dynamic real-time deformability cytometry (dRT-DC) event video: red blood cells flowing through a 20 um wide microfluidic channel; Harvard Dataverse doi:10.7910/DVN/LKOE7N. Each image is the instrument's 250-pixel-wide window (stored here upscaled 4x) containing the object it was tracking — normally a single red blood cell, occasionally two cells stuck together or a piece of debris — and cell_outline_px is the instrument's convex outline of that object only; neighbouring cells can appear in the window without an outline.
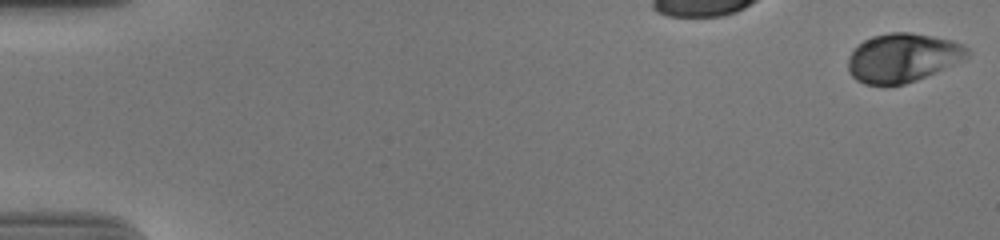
{"species": "human", "species_latin": "Homo sapiens", "temperature_condition": "cold", "stored_images_in_passage": 39, "camera_frame_rate_fps": 3000, "um_per_image_px": 0.085, "donor": {"sex": "male"}, "frame": {"image": 1, "passage_image": 1, "time_ms": 0.0, "image_size_px": [1000, 240], "cell_outline_px": [[968, 56], [936, 72], [916, 80], [904, 84], [864, 84], [856, 80], [848, 72], [848, 56], [864, 40], [872, 36], [888, 32], [908, 32], [952, 40], [964, 44], [968, 48]], "centroid_in_image_um": [76.7, 4.9], "position_along_channel_um": 8.3, "area_um2": 33.58}}
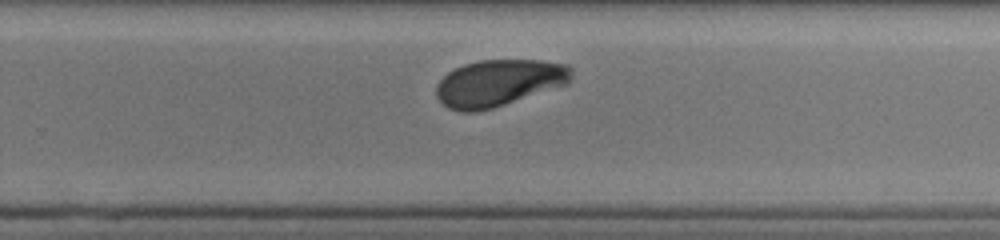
{"frame": {"image": 2, "passage_image": 31, "time_ms": 10.0, "image_size_px": [1000, 240], "cell_outline_px": [[572, 76], [568, 84], [492, 108], [476, 112], [460, 112], [448, 108], [436, 96], [436, 84], [448, 72], [464, 64], [480, 60], [540, 60], [568, 64], [572, 68]], "centroid_in_image_um": [42.41, 7.04], "position_along_channel_um": 287.4, "area_um2": 36.82}}
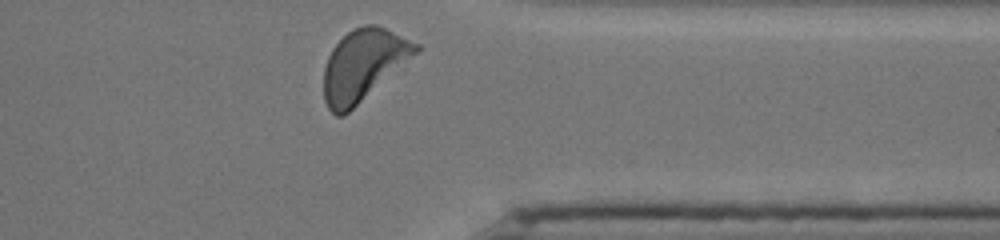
{"frame": {"image": 3, "passage_image": 39, "time_ms": 12.667, "image_size_px": [1000, 240], "cell_outline_px": [[420, 48], [416, 52], [344, 116], [336, 116], [328, 108], [324, 100], [324, 68], [328, 56], [332, 48], [352, 28], [364, 24], [376, 24], [420, 44]], "centroid_in_image_um": [30.83, 5.51], "position_along_channel_um": 380.6, "area_um2": 37.4}, "authors_computed_cell_mechanics": {"area_um2": 36.8186, "velocity_mm_per_s": 3.6428, "shape_relaxation_time_tau1_ms": 2.8539, "shape_relaxation_time_tau2_ms": null, "deformation_change_tau1": 0.1588, "deformation_change_tau2": null}}